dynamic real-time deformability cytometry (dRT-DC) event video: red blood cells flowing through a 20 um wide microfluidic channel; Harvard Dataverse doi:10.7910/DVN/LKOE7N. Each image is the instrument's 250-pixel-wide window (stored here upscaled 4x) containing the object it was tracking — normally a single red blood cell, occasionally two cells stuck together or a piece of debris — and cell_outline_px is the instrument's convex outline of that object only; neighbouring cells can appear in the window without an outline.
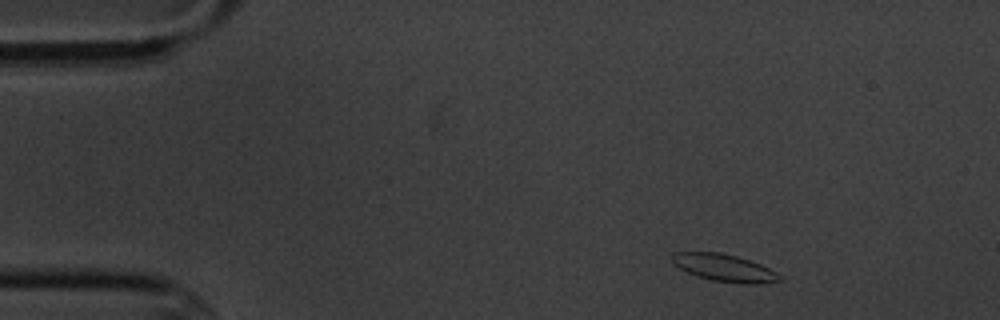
{"species": "common noctule bat (a hibernating species)", "species_latin": "Nyctalus noctula", "temperature_condition": "cold", "stored_images_in_passage": 5, "camera_frame_rate_fps": 3000, "um_per_image_px": 0.085, "animal": {"sex": "male", "body_mass_g": 20.1, "forearm_length_mm": 53.5}, "frame": {"image": 1, "passage_image": 1, "time_ms": 0.0, "image_size_px": [1000, 320], "cell_outline_px": [[784, 280], [764, 284], [744, 284], [712, 280], [696, 276], [672, 264], [672, 252], [720, 252], [736, 256], [760, 264], [784, 276]], "centroid_in_image_um": [61.6, 22.78], "position_along_channel_um": 23.4, "area_um2": 17.28}}
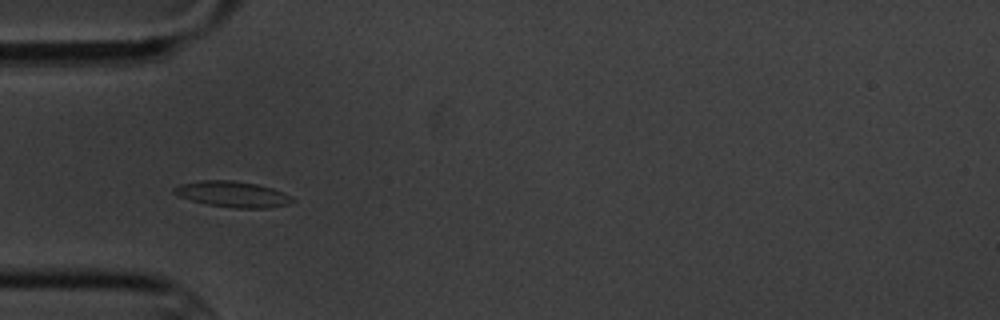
{"frame": {"image": 2, "passage_image": 4, "time_ms": 3.333, "image_size_px": [1000, 320], "cell_outline_px": [[296, 200], [288, 204], [268, 208], [232, 208], [208, 204], [192, 200], [180, 196], [172, 192], [172, 188], [180, 184], [200, 180], [232, 180], [256, 184], [272, 188]], "centroid_in_image_um": [19.73, 16.5], "position_along_channel_um": 65.3, "area_um2": 17.63}}
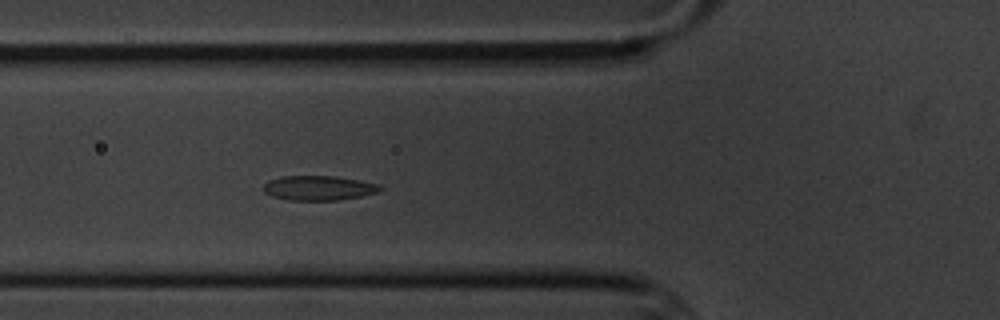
{"frame": {"image": 3, "passage_image": 5, "time_ms": 4.333, "image_size_px": [1000, 320], "cell_outline_px": [[384, 188], [380, 192], [340, 200], [288, 200], [272, 196], [264, 192], [264, 184], [268, 180], [280, 176], [336, 176], [380, 184]], "centroid_in_image_um": [27.11, 15.97], "position_along_channel_um": 98.7, "area_um2": 16.88}}